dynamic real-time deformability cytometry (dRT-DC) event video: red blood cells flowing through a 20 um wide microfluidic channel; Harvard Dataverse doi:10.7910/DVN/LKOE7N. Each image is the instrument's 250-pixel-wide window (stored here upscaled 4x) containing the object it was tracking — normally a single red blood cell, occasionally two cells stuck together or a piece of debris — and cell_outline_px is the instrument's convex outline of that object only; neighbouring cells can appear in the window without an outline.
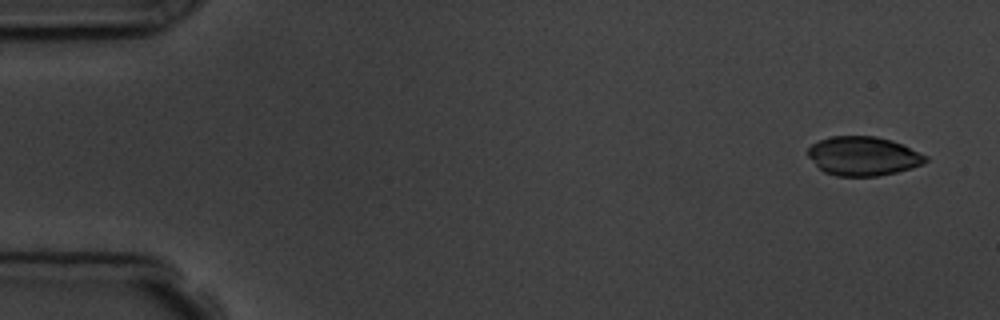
{"species": "common noctule bat (a hibernating species)", "species_latin": "Nyctalus noctula", "temperature_condition": "room temperature", "stored_images_in_passage": 4, "camera_frame_rate_fps": 3000, "um_per_image_px": 0.085, "animal": {"sex": "male", "body_mass_g": 19.5, "forearm_length_mm": 54.6}, "frame": {"image": 1, "passage_image": 1, "time_ms": 0.0, "image_size_px": [1000, 320], "cell_outline_px": [[928, 160], [924, 164], [912, 168], [896, 172], [876, 176], [836, 176], [824, 172], [808, 156], [808, 148], [812, 144], [820, 140], [832, 136], [876, 136], [892, 140], [928, 156]], "centroid_in_image_um": [73.39, 13.27], "position_along_channel_um": 11.6, "area_um2": 26.7}}